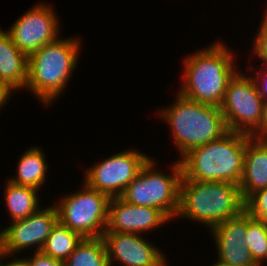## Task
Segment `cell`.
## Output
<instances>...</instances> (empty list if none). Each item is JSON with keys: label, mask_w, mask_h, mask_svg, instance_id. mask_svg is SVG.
I'll use <instances>...</instances> for the list:
<instances>
[{"label": "cell", "mask_w": 267, "mask_h": 266, "mask_svg": "<svg viewBox=\"0 0 267 266\" xmlns=\"http://www.w3.org/2000/svg\"><path fill=\"white\" fill-rule=\"evenodd\" d=\"M81 182L78 190L62 194L54 202L58 221L83 238L102 237L106 231L110 197Z\"/></svg>", "instance_id": "7"}, {"label": "cell", "mask_w": 267, "mask_h": 266, "mask_svg": "<svg viewBox=\"0 0 267 266\" xmlns=\"http://www.w3.org/2000/svg\"><path fill=\"white\" fill-rule=\"evenodd\" d=\"M13 95L3 86L0 85V113L5 108Z\"/></svg>", "instance_id": "29"}, {"label": "cell", "mask_w": 267, "mask_h": 266, "mask_svg": "<svg viewBox=\"0 0 267 266\" xmlns=\"http://www.w3.org/2000/svg\"><path fill=\"white\" fill-rule=\"evenodd\" d=\"M256 29V33L253 35L251 46L249 47V56L253 59L248 58V61L258 62L260 64H267V23L262 19ZM259 28V29H258ZM253 55V56H252Z\"/></svg>", "instance_id": "23"}, {"label": "cell", "mask_w": 267, "mask_h": 266, "mask_svg": "<svg viewBox=\"0 0 267 266\" xmlns=\"http://www.w3.org/2000/svg\"><path fill=\"white\" fill-rule=\"evenodd\" d=\"M222 41V42H221ZM224 40H214L208 46L183 57L180 86L177 92L185 98L220 107L228 81L240 69L238 54ZM237 58V59H236Z\"/></svg>", "instance_id": "1"}, {"label": "cell", "mask_w": 267, "mask_h": 266, "mask_svg": "<svg viewBox=\"0 0 267 266\" xmlns=\"http://www.w3.org/2000/svg\"><path fill=\"white\" fill-rule=\"evenodd\" d=\"M247 134L228 131L222 137L191 149L181 159L189 180L239 185L243 174Z\"/></svg>", "instance_id": "5"}, {"label": "cell", "mask_w": 267, "mask_h": 266, "mask_svg": "<svg viewBox=\"0 0 267 266\" xmlns=\"http://www.w3.org/2000/svg\"><path fill=\"white\" fill-rule=\"evenodd\" d=\"M20 257L27 263V266H64V262L46 256L42 252H32L26 256L20 254Z\"/></svg>", "instance_id": "26"}, {"label": "cell", "mask_w": 267, "mask_h": 266, "mask_svg": "<svg viewBox=\"0 0 267 266\" xmlns=\"http://www.w3.org/2000/svg\"><path fill=\"white\" fill-rule=\"evenodd\" d=\"M0 266H27V263L20 256H8L0 253Z\"/></svg>", "instance_id": "28"}, {"label": "cell", "mask_w": 267, "mask_h": 266, "mask_svg": "<svg viewBox=\"0 0 267 266\" xmlns=\"http://www.w3.org/2000/svg\"><path fill=\"white\" fill-rule=\"evenodd\" d=\"M82 239L83 237L78 232L70 230L58 221L47 237L41 252L65 262Z\"/></svg>", "instance_id": "18"}, {"label": "cell", "mask_w": 267, "mask_h": 266, "mask_svg": "<svg viewBox=\"0 0 267 266\" xmlns=\"http://www.w3.org/2000/svg\"><path fill=\"white\" fill-rule=\"evenodd\" d=\"M213 262H214L213 264L211 262V265L210 266H225L223 264H219L216 260H214ZM208 266H209V264H208Z\"/></svg>", "instance_id": "31"}, {"label": "cell", "mask_w": 267, "mask_h": 266, "mask_svg": "<svg viewBox=\"0 0 267 266\" xmlns=\"http://www.w3.org/2000/svg\"><path fill=\"white\" fill-rule=\"evenodd\" d=\"M48 1H38L6 30L27 57L60 37L61 19Z\"/></svg>", "instance_id": "11"}, {"label": "cell", "mask_w": 267, "mask_h": 266, "mask_svg": "<svg viewBox=\"0 0 267 266\" xmlns=\"http://www.w3.org/2000/svg\"><path fill=\"white\" fill-rule=\"evenodd\" d=\"M260 17H262V19L267 23V4H266L265 9L263 11V15Z\"/></svg>", "instance_id": "30"}, {"label": "cell", "mask_w": 267, "mask_h": 266, "mask_svg": "<svg viewBox=\"0 0 267 266\" xmlns=\"http://www.w3.org/2000/svg\"><path fill=\"white\" fill-rule=\"evenodd\" d=\"M250 137L267 141V101L264 102L262 120L258 126V128L250 135Z\"/></svg>", "instance_id": "27"}, {"label": "cell", "mask_w": 267, "mask_h": 266, "mask_svg": "<svg viewBox=\"0 0 267 266\" xmlns=\"http://www.w3.org/2000/svg\"><path fill=\"white\" fill-rule=\"evenodd\" d=\"M169 222L172 221L161 210L128 203L121 197H111L105 232L146 235Z\"/></svg>", "instance_id": "13"}, {"label": "cell", "mask_w": 267, "mask_h": 266, "mask_svg": "<svg viewBox=\"0 0 267 266\" xmlns=\"http://www.w3.org/2000/svg\"><path fill=\"white\" fill-rule=\"evenodd\" d=\"M102 238L110 266L170 265L165 252L157 243H153V239L150 242L148 235L104 232Z\"/></svg>", "instance_id": "12"}, {"label": "cell", "mask_w": 267, "mask_h": 266, "mask_svg": "<svg viewBox=\"0 0 267 266\" xmlns=\"http://www.w3.org/2000/svg\"><path fill=\"white\" fill-rule=\"evenodd\" d=\"M42 207L24 219L6 223L8 225L0 229V253L20 256L23 252L24 255L33 251L41 252L52 228L58 222L55 204Z\"/></svg>", "instance_id": "10"}, {"label": "cell", "mask_w": 267, "mask_h": 266, "mask_svg": "<svg viewBox=\"0 0 267 266\" xmlns=\"http://www.w3.org/2000/svg\"><path fill=\"white\" fill-rule=\"evenodd\" d=\"M172 104L160 106L155 115L168 125L180 160L195 147L212 142L229 130L220 107L190 100L177 91ZM174 143V144H173Z\"/></svg>", "instance_id": "3"}, {"label": "cell", "mask_w": 267, "mask_h": 266, "mask_svg": "<svg viewBox=\"0 0 267 266\" xmlns=\"http://www.w3.org/2000/svg\"><path fill=\"white\" fill-rule=\"evenodd\" d=\"M246 241L247 249L259 265L267 253V222L257 220L248 213Z\"/></svg>", "instance_id": "21"}, {"label": "cell", "mask_w": 267, "mask_h": 266, "mask_svg": "<svg viewBox=\"0 0 267 266\" xmlns=\"http://www.w3.org/2000/svg\"><path fill=\"white\" fill-rule=\"evenodd\" d=\"M245 210L253 218L267 222V187L256 191L245 201Z\"/></svg>", "instance_id": "24"}, {"label": "cell", "mask_w": 267, "mask_h": 266, "mask_svg": "<svg viewBox=\"0 0 267 266\" xmlns=\"http://www.w3.org/2000/svg\"><path fill=\"white\" fill-rule=\"evenodd\" d=\"M17 161V168L15 175L8 177L9 181L21 186H28L38 190H42L45 182L49 177L50 168L47 162L45 150L41 146H34L26 148Z\"/></svg>", "instance_id": "16"}, {"label": "cell", "mask_w": 267, "mask_h": 266, "mask_svg": "<svg viewBox=\"0 0 267 266\" xmlns=\"http://www.w3.org/2000/svg\"><path fill=\"white\" fill-rule=\"evenodd\" d=\"M157 162L152 156L120 197L128 203L161 210L173 221L179 210L182 166L177 159L168 166L170 172L166 173L158 168Z\"/></svg>", "instance_id": "6"}, {"label": "cell", "mask_w": 267, "mask_h": 266, "mask_svg": "<svg viewBox=\"0 0 267 266\" xmlns=\"http://www.w3.org/2000/svg\"><path fill=\"white\" fill-rule=\"evenodd\" d=\"M251 61L248 62L246 70L250 76L253 78L255 85L257 87L258 93L264 102L267 101V64H255ZM255 66H257L255 68ZM251 69V70H250ZM253 69V70H252ZM253 71V73H252Z\"/></svg>", "instance_id": "25"}, {"label": "cell", "mask_w": 267, "mask_h": 266, "mask_svg": "<svg viewBox=\"0 0 267 266\" xmlns=\"http://www.w3.org/2000/svg\"><path fill=\"white\" fill-rule=\"evenodd\" d=\"M64 266H110L103 238H83Z\"/></svg>", "instance_id": "20"}, {"label": "cell", "mask_w": 267, "mask_h": 266, "mask_svg": "<svg viewBox=\"0 0 267 266\" xmlns=\"http://www.w3.org/2000/svg\"><path fill=\"white\" fill-rule=\"evenodd\" d=\"M239 187L245 201L256 191L267 187V141L247 135Z\"/></svg>", "instance_id": "15"}, {"label": "cell", "mask_w": 267, "mask_h": 266, "mask_svg": "<svg viewBox=\"0 0 267 266\" xmlns=\"http://www.w3.org/2000/svg\"><path fill=\"white\" fill-rule=\"evenodd\" d=\"M28 79V57L13 43L11 36L0 27V85L12 95L22 93Z\"/></svg>", "instance_id": "14"}, {"label": "cell", "mask_w": 267, "mask_h": 266, "mask_svg": "<svg viewBox=\"0 0 267 266\" xmlns=\"http://www.w3.org/2000/svg\"><path fill=\"white\" fill-rule=\"evenodd\" d=\"M215 259L225 266H259L247 248L239 245H215Z\"/></svg>", "instance_id": "22"}, {"label": "cell", "mask_w": 267, "mask_h": 266, "mask_svg": "<svg viewBox=\"0 0 267 266\" xmlns=\"http://www.w3.org/2000/svg\"><path fill=\"white\" fill-rule=\"evenodd\" d=\"M150 158V154L137 148L122 149L90 164L83 171L82 181L110 198L120 197Z\"/></svg>", "instance_id": "8"}, {"label": "cell", "mask_w": 267, "mask_h": 266, "mask_svg": "<svg viewBox=\"0 0 267 266\" xmlns=\"http://www.w3.org/2000/svg\"><path fill=\"white\" fill-rule=\"evenodd\" d=\"M78 36H61L28 57L24 91H29L44 107H51L63 96L72 74L76 73L83 44Z\"/></svg>", "instance_id": "2"}, {"label": "cell", "mask_w": 267, "mask_h": 266, "mask_svg": "<svg viewBox=\"0 0 267 266\" xmlns=\"http://www.w3.org/2000/svg\"><path fill=\"white\" fill-rule=\"evenodd\" d=\"M267 253H266V258L259 264V266H267Z\"/></svg>", "instance_id": "32"}, {"label": "cell", "mask_w": 267, "mask_h": 266, "mask_svg": "<svg viewBox=\"0 0 267 266\" xmlns=\"http://www.w3.org/2000/svg\"><path fill=\"white\" fill-rule=\"evenodd\" d=\"M6 179L3 188V199H5V210L10 217L8 218L9 222L24 219L43 206L42 196H39L40 190L16 185L10 182L9 178Z\"/></svg>", "instance_id": "17"}, {"label": "cell", "mask_w": 267, "mask_h": 266, "mask_svg": "<svg viewBox=\"0 0 267 266\" xmlns=\"http://www.w3.org/2000/svg\"><path fill=\"white\" fill-rule=\"evenodd\" d=\"M241 69L228 81L220 109L228 130L251 135L262 120L264 101L253 78Z\"/></svg>", "instance_id": "9"}, {"label": "cell", "mask_w": 267, "mask_h": 266, "mask_svg": "<svg viewBox=\"0 0 267 266\" xmlns=\"http://www.w3.org/2000/svg\"><path fill=\"white\" fill-rule=\"evenodd\" d=\"M248 229V212L244 210L239 215L229 218L213 227L209 234L213 245H239L247 248L246 234Z\"/></svg>", "instance_id": "19"}, {"label": "cell", "mask_w": 267, "mask_h": 266, "mask_svg": "<svg viewBox=\"0 0 267 266\" xmlns=\"http://www.w3.org/2000/svg\"><path fill=\"white\" fill-rule=\"evenodd\" d=\"M244 210L245 200L239 185L189 180L182 175L176 220L201 224L208 232Z\"/></svg>", "instance_id": "4"}]
</instances>
